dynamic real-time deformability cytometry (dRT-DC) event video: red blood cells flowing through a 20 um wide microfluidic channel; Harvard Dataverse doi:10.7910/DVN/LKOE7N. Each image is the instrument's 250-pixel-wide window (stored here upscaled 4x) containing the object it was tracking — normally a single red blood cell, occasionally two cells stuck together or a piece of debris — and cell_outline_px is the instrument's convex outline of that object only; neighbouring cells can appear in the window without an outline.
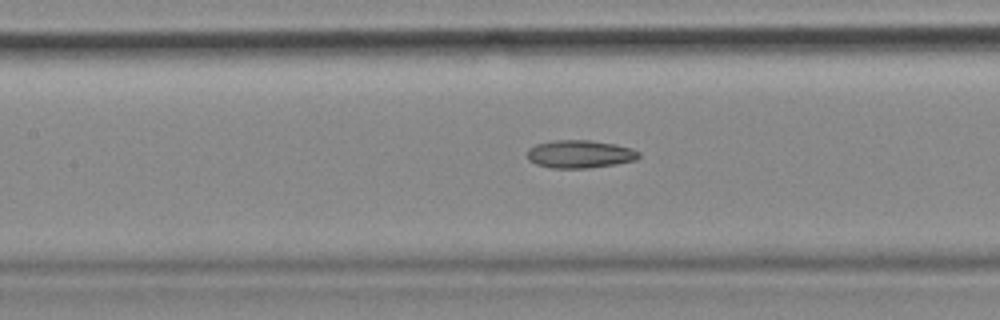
{"species": "common noctule bat (a hibernating species)", "species_latin": "Nyctalus noctula", "temperature_condition": "cold", "stored_images_in_passage": 54, "camera_frame_rate_fps": 3000, "um_per_image_px": 0.085, "animal": {"sex": "female", "body_mass_g": 18.4}, "frame": {"image": 1, "passage_image": 24, "time_ms": 7.667, "image_size_px": [1000, 320], "cell_outline_px": [[640, 156], [636, 160], [616, 164], [588, 168], [552, 168], [536, 164], [528, 160], [528, 148], [536, 144], [556, 140], [592, 140], [616, 144], [632, 148], [640, 152]], "centroid_in_image_um": [49.31, 13.09], "position_along_channel_um": 158.1, "area_um2": 18.26}, "authors_computed_cell_mechanics": {"area_um2": 18.3515, "velocity_mm_per_s": 3.6832, "shape_relaxation_time_tau1_ms": null, "shape_relaxation_time_tau2_ms": 7.3378, "deformation_change_tau1": null, "deformation_change_tau2": 0.1863}}